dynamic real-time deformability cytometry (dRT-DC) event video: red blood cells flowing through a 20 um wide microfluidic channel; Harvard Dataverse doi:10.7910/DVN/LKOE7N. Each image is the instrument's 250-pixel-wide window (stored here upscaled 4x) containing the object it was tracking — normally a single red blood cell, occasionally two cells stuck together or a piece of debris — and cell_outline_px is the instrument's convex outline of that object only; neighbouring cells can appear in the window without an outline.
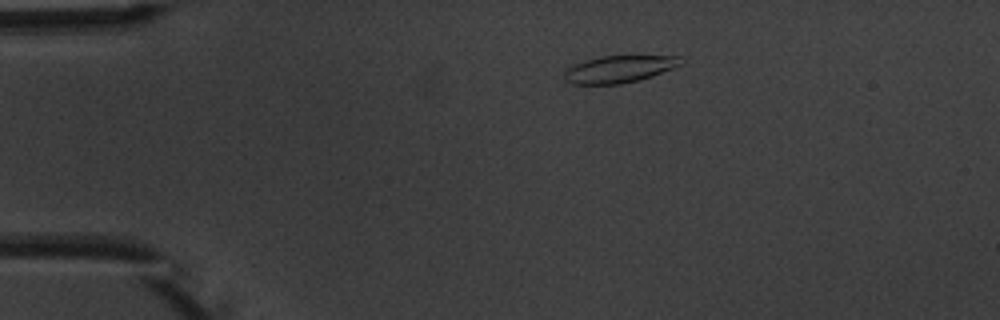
{"species": "common noctule bat (a hibernating species)", "species_latin": "Nyctalus noctula", "temperature_condition": "warm", "stored_images_in_passage": 3, "camera_frame_rate_fps": 3000, "um_per_image_px": 0.085, "animal": {"sex": "male", "body_mass_g": 20.1, "forearm_length_mm": 53.5}, "frame": {"image": 1, "passage_image": 1, "time_ms": 0.0, "image_size_px": [1000, 320], "cell_outline_px": [[684, 60], [680, 64], [672, 68], [652, 76], [620, 84], [572, 84], [564, 80], [564, 72], [568, 68], [584, 60], [600, 56], [680, 56]], "centroid_in_image_um": [52.6, 5.87], "position_along_channel_um": 32.4, "area_um2": 18.21}}